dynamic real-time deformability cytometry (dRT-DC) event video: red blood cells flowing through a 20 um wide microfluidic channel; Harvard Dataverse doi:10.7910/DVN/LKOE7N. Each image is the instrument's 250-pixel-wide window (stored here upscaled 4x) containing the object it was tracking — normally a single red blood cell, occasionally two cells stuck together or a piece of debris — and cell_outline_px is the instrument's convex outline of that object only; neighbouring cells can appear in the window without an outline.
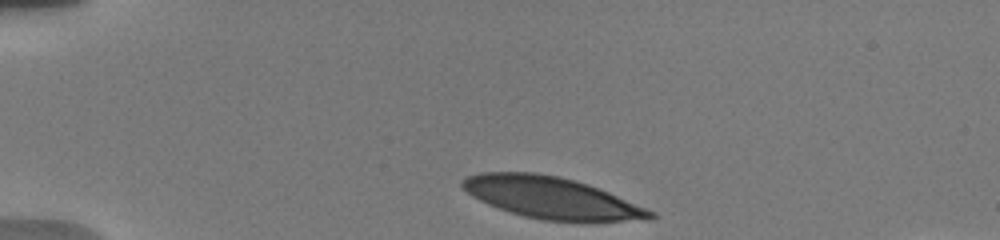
{"species": "human", "species_latin": "Homo sapiens", "temperature_condition": "warm", "stored_images_in_passage": 10, "camera_frame_rate_fps": 3000, "um_per_image_px": 0.085, "donor": {"sex": "male"}, "frame": {"image": 1, "passage_image": 1, "time_ms": 0.0, "image_size_px": [1000, 240], "cell_outline_px": [[656, 216], [652, 220], [544, 220], [524, 216], [488, 204], [472, 196], [460, 184], [460, 180], [468, 176], [480, 172], [536, 172], [560, 176], [588, 184], [608, 192], [656, 212]], "centroid_in_image_um": [46.86, 16.78], "position_along_channel_um": 38.1, "area_um2": 44.91}}
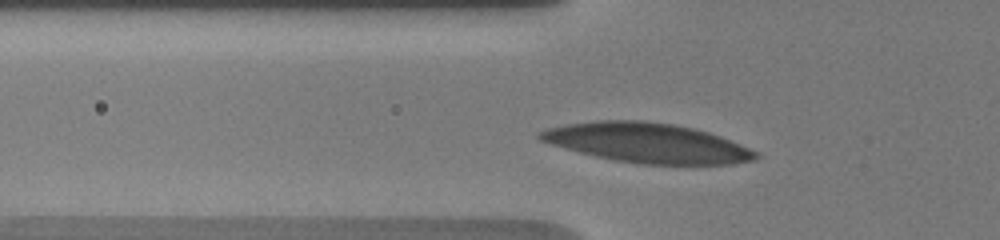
{"frame": {"image": 2, "passage_image": 8, "time_ms": 2.333, "image_size_px": [1000, 240], "cell_outline_px": [[760, 156], [756, 160], [732, 164], [640, 164], [616, 160], [596, 156], [564, 148], [540, 140], [536, 136], [536, 132], [548, 128], [568, 124], [596, 120], [640, 120], [672, 124], [692, 128], [708, 132], [720, 136], [760, 152]], "centroid_in_image_um": [55.03, 12.14], "position_along_channel_um": 70.8, "area_um2": 49.71}}